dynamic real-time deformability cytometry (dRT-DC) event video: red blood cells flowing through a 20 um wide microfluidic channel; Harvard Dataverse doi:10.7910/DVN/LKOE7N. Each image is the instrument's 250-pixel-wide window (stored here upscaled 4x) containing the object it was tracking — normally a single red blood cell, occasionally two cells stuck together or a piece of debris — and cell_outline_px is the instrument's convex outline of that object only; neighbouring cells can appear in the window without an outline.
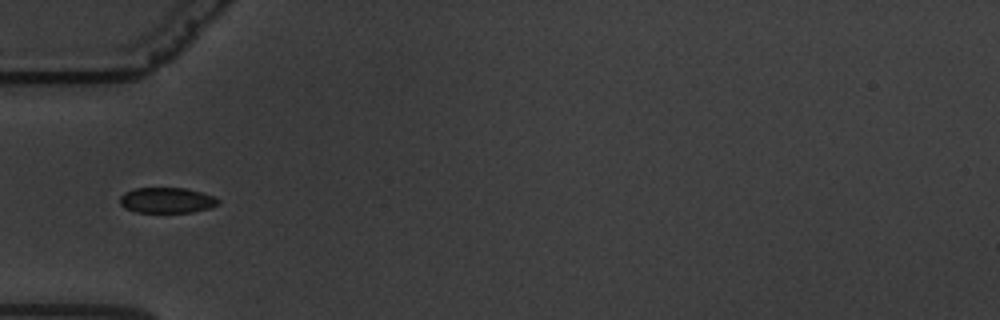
{"species": "common noctule bat (a hibernating species)", "species_latin": "Nyctalus noctula", "temperature_condition": "warm", "stored_images_in_passage": 41, "camera_frame_rate_fps": 3000, "um_per_image_px": 0.085, "animal": {"sex": "male", "body_mass_g": 19.5, "forearm_length_mm": 54.6}, "frame": {"image": 1, "passage_image": 1, "time_ms": 0.0, "image_size_px": [1000, 320], "cell_outline_px": [[220, 204], [208, 208], [192, 212], [136, 212], [124, 208], [120, 204], [120, 196], [124, 192], [132, 188], [188, 188], [212, 196], [220, 200]], "centroid_in_image_um": [14.15, 17.02], "position_along_channel_um": 70.9, "area_um2": 14.68}}
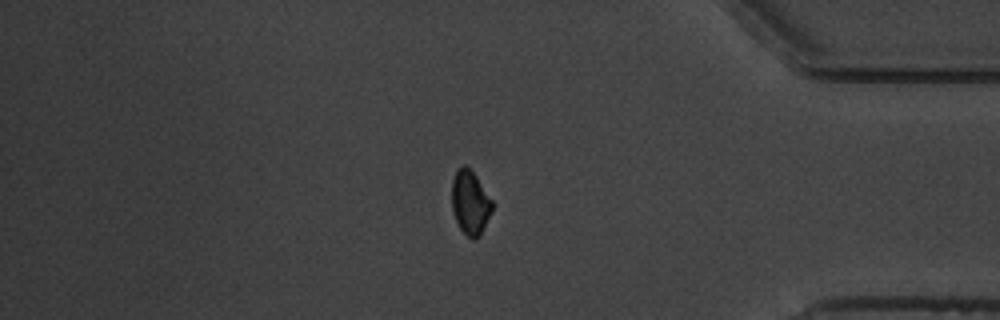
{"frame": {"image": 2, "passage_image": 32, "time_ms": 10.333, "image_size_px": [1000, 320], "cell_outline_px": [[492, 212], [480, 236], [476, 240], [472, 240], [460, 228], [452, 212], [452, 180], [456, 172], [464, 164], [476, 176], [492, 200]], "centroid_in_image_um": [39.97, 17.26], "position_along_channel_um": 395.2, "area_um2": 14.97}}
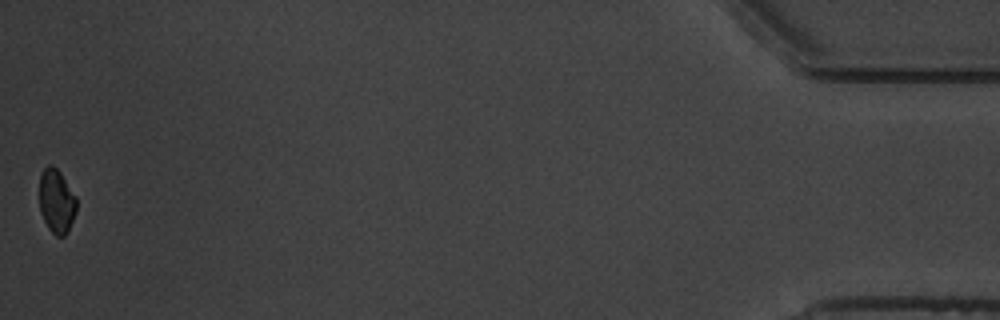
{"frame": {"image": 3, "passage_image": 41, "time_ms": 13.333, "image_size_px": [1000, 320], "cell_outline_px": [[76, 212], [68, 232], [64, 236], [56, 236], [48, 228], [40, 212], [40, 176], [44, 168], [48, 164], [52, 164], [60, 172], [76, 196]], "centroid_in_image_um": [4.81, 17.1], "position_along_channel_um": 430.4, "area_um2": 13.87}, "authors_computed_cell_mechanics": {"area_um2": 15.5482, "velocity_mm_per_s": 3.378, "shape_relaxation_time_tau1_ms": 4.7053, "shape_relaxation_time_tau2_ms": null, "deformation_change_tau1": 0.0769, "deformation_change_tau2": null}}